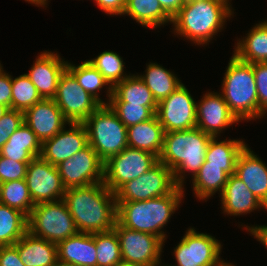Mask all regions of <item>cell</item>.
<instances>
[{"label": "cell", "instance_id": "obj_20", "mask_svg": "<svg viewBox=\"0 0 267 266\" xmlns=\"http://www.w3.org/2000/svg\"><path fill=\"white\" fill-rule=\"evenodd\" d=\"M235 175L267 208V166L248 146L238 156Z\"/></svg>", "mask_w": 267, "mask_h": 266}, {"label": "cell", "instance_id": "obj_27", "mask_svg": "<svg viewBox=\"0 0 267 266\" xmlns=\"http://www.w3.org/2000/svg\"><path fill=\"white\" fill-rule=\"evenodd\" d=\"M247 34L236 43L234 55L246 63H266L267 20L253 26Z\"/></svg>", "mask_w": 267, "mask_h": 266}, {"label": "cell", "instance_id": "obj_44", "mask_svg": "<svg viewBox=\"0 0 267 266\" xmlns=\"http://www.w3.org/2000/svg\"><path fill=\"white\" fill-rule=\"evenodd\" d=\"M97 6L107 14L122 15L126 6V0H94Z\"/></svg>", "mask_w": 267, "mask_h": 266}, {"label": "cell", "instance_id": "obj_15", "mask_svg": "<svg viewBox=\"0 0 267 266\" xmlns=\"http://www.w3.org/2000/svg\"><path fill=\"white\" fill-rule=\"evenodd\" d=\"M25 181L34 204L62 200L66 192L57 167L41 156L28 163Z\"/></svg>", "mask_w": 267, "mask_h": 266}, {"label": "cell", "instance_id": "obj_25", "mask_svg": "<svg viewBox=\"0 0 267 266\" xmlns=\"http://www.w3.org/2000/svg\"><path fill=\"white\" fill-rule=\"evenodd\" d=\"M42 143L27 124H22L0 149V155L13 161L30 162L39 157Z\"/></svg>", "mask_w": 267, "mask_h": 266}, {"label": "cell", "instance_id": "obj_29", "mask_svg": "<svg viewBox=\"0 0 267 266\" xmlns=\"http://www.w3.org/2000/svg\"><path fill=\"white\" fill-rule=\"evenodd\" d=\"M126 14L147 28L154 29L172 23V18L163 10L158 0H126L122 15Z\"/></svg>", "mask_w": 267, "mask_h": 266}, {"label": "cell", "instance_id": "obj_5", "mask_svg": "<svg viewBox=\"0 0 267 266\" xmlns=\"http://www.w3.org/2000/svg\"><path fill=\"white\" fill-rule=\"evenodd\" d=\"M221 95L239 120L258 118V97L253 64L239 60L234 54L228 62Z\"/></svg>", "mask_w": 267, "mask_h": 266}, {"label": "cell", "instance_id": "obj_43", "mask_svg": "<svg viewBox=\"0 0 267 266\" xmlns=\"http://www.w3.org/2000/svg\"><path fill=\"white\" fill-rule=\"evenodd\" d=\"M0 266H25L14 245L0 246Z\"/></svg>", "mask_w": 267, "mask_h": 266}, {"label": "cell", "instance_id": "obj_45", "mask_svg": "<svg viewBox=\"0 0 267 266\" xmlns=\"http://www.w3.org/2000/svg\"><path fill=\"white\" fill-rule=\"evenodd\" d=\"M163 10L173 18L181 7L185 4L186 0H158Z\"/></svg>", "mask_w": 267, "mask_h": 266}, {"label": "cell", "instance_id": "obj_36", "mask_svg": "<svg viewBox=\"0 0 267 266\" xmlns=\"http://www.w3.org/2000/svg\"><path fill=\"white\" fill-rule=\"evenodd\" d=\"M97 251V266H115L121 262L120 242L114 229L93 233Z\"/></svg>", "mask_w": 267, "mask_h": 266}, {"label": "cell", "instance_id": "obj_21", "mask_svg": "<svg viewBox=\"0 0 267 266\" xmlns=\"http://www.w3.org/2000/svg\"><path fill=\"white\" fill-rule=\"evenodd\" d=\"M223 212L230 216L250 213L267 208L255 197L244 182L235 174L228 176L223 193L220 195Z\"/></svg>", "mask_w": 267, "mask_h": 266}, {"label": "cell", "instance_id": "obj_50", "mask_svg": "<svg viewBox=\"0 0 267 266\" xmlns=\"http://www.w3.org/2000/svg\"><path fill=\"white\" fill-rule=\"evenodd\" d=\"M54 266H77V265L67 264V263L57 261V263Z\"/></svg>", "mask_w": 267, "mask_h": 266}, {"label": "cell", "instance_id": "obj_49", "mask_svg": "<svg viewBox=\"0 0 267 266\" xmlns=\"http://www.w3.org/2000/svg\"><path fill=\"white\" fill-rule=\"evenodd\" d=\"M115 266H138V265H134V264H131V263H127V262L121 261V262L117 263Z\"/></svg>", "mask_w": 267, "mask_h": 266}, {"label": "cell", "instance_id": "obj_28", "mask_svg": "<svg viewBox=\"0 0 267 266\" xmlns=\"http://www.w3.org/2000/svg\"><path fill=\"white\" fill-rule=\"evenodd\" d=\"M110 102L158 106L152 92L138 75H130L112 88Z\"/></svg>", "mask_w": 267, "mask_h": 266}, {"label": "cell", "instance_id": "obj_46", "mask_svg": "<svg viewBox=\"0 0 267 266\" xmlns=\"http://www.w3.org/2000/svg\"><path fill=\"white\" fill-rule=\"evenodd\" d=\"M246 230L252 234L257 241L262 243L265 247H267V226H246Z\"/></svg>", "mask_w": 267, "mask_h": 266}, {"label": "cell", "instance_id": "obj_24", "mask_svg": "<svg viewBox=\"0 0 267 266\" xmlns=\"http://www.w3.org/2000/svg\"><path fill=\"white\" fill-rule=\"evenodd\" d=\"M165 131L156 114L149 120L127 127L128 146L153 153L158 158L164 145Z\"/></svg>", "mask_w": 267, "mask_h": 266}, {"label": "cell", "instance_id": "obj_42", "mask_svg": "<svg viewBox=\"0 0 267 266\" xmlns=\"http://www.w3.org/2000/svg\"><path fill=\"white\" fill-rule=\"evenodd\" d=\"M0 104L12 109V76L4 70L0 72Z\"/></svg>", "mask_w": 267, "mask_h": 266}, {"label": "cell", "instance_id": "obj_12", "mask_svg": "<svg viewBox=\"0 0 267 266\" xmlns=\"http://www.w3.org/2000/svg\"><path fill=\"white\" fill-rule=\"evenodd\" d=\"M113 229L119 238L122 261L138 266H153L161 260L164 242L158 236L130 230L117 221Z\"/></svg>", "mask_w": 267, "mask_h": 266}, {"label": "cell", "instance_id": "obj_34", "mask_svg": "<svg viewBox=\"0 0 267 266\" xmlns=\"http://www.w3.org/2000/svg\"><path fill=\"white\" fill-rule=\"evenodd\" d=\"M0 203L18 209L27 217L35 206L25 179L0 183Z\"/></svg>", "mask_w": 267, "mask_h": 266}, {"label": "cell", "instance_id": "obj_7", "mask_svg": "<svg viewBox=\"0 0 267 266\" xmlns=\"http://www.w3.org/2000/svg\"><path fill=\"white\" fill-rule=\"evenodd\" d=\"M28 232L58 244L76 235L78 230L65 202L59 200L35 204L28 216Z\"/></svg>", "mask_w": 267, "mask_h": 266}, {"label": "cell", "instance_id": "obj_18", "mask_svg": "<svg viewBox=\"0 0 267 266\" xmlns=\"http://www.w3.org/2000/svg\"><path fill=\"white\" fill-rule=\"evenodd\" d=\"M24 123L43 143L54 137L70 122L53 99H42L24 112Z\"/></svg>", "mask_w": 267, "mask_h": 266}, {"label": "cell", "instance_id": "obj_26", "mask_svg": "<svg viewBox=\"0 0 267 266\" xmlns=\"http://www.w3.org/2000/svg\"><path fill=\"white\" fill-rule=\"evenodd\" d=\"M236 166L202 165L192 179L193 191L201 200L209 199L219 191L223 193L228 176L235 174Z\"/></svg>", "mask_w": 267, "mask_h": 266}, {"label": "cell", "instance_id": "obj_4", "mask_svg": "<svg viewBox=\"0 0 267 266\" xmlns=\"http://www.w3.org/2000/svg\"><path fill=\"white\" fill-rule=\"evenodd\" d=\"M211 138L212 136L196 127L165 132L159 161L173 171L174 180L178 186L184 188L186 172H190L191 178H193L204 164L206 150Z\"/></svg>", "mask_w": 267, "mask_h": 266}, {"label": "cell", "instance_id": "obj_10", "mask_svg": "<svg viewBox=\"0 0 267 266\" xmlns=\"http://www.w3.org/2000/svg\"><path fill=\"white\" fill-rule=\"evenodd\" d=\"M53 100L70 123H83L101 105L67 69L60 75Z\"/></svg>", "mask_w": 267, "mask_h": 266}, {"label": "cell", "instance_id": "obj_40", "mask_svg": "<svg viewBox=\"0 0 267 266\" xmlns=\"http://www.w3.org/2000/svg\"><path fill=\"white\" fill-rule=\"evenodd\" d=\"M24 124V112L10 109L0 118V149L10 136Z\"/></svg>", "mask_w": 267, "mask_h": 266}, {"label": "cell", "instance_id": "obj_2", "mask_svg": "<svg viewBox=\"0 0 267 266\" xmlns=\"http://www.w3.org/2000/svg\"><path fill=\"white\" fill-rule=\"evenodd\" d=\"M229 0H186L172 18L174 34L196 45H206L220 32L226 19L233 16Z\"/></svg>", "mask_w": 267, "mask_h": 266}, {"label": "cell", "instance_id": "obj_22", "mask_svg": "<svg viewBox=\"0 0 267 266\" xmlns=\"http://www.w3.org/2000/svg\"><path fill=\"white\" fill-rule=\"evenodd\" d=\"M58 261L77 266H97L93 234L80 233L57 244Z\"/></svg>", "mask_w": 267, "mask_h": 266}, {"label": "cell", "instance_id": "obj_13", "mask_svg": "<svg viewBox=\"0 0 267 266\" xmlns=\"http://www.w3.org/2000/svg\"><path fill=\"white\" fill-rule=\"evenodd\" d=\"M66 189L104 180V162L90 144L56 166Z\"/></svg>", "mask_w": 267, "mask_h": 266}, {"label": "cell", "instance_id": "obj_48", "mask_svg": "<svg viewBox=\"0 0 267 266\" xmlns=\"http://www.w3.org/2000/svg\"><path fill=\"white\" fill-rule=\"evenodd\" d=\"M9 110H10V108L8 106L0 104V118L4 114H6Z\"/></svg>", "mask_w": 267, "mask_h": 266}, {"label": "cell", "instance_id": "obj_3", "mask_svg": "<svg viewBox=\"0 0 267 266\" xmlns=\"http://www.w3.org/2000/svg\"><path fill=\"white\" fill-rule=\"evenodd\" d=\"M183 197V187L178 186L168 195L145 201H116V221L130 230L158 236L165 243L167 235L162 228L179 208Z\"/></svg>", "mask_w": 267, "mask_h": 266}, {"label": "cell", "instance_id": "obj_39", "mask_svg": "<svg viewBox=\"0 0 267 266\" xmlns=\"http://www.w3.org/2000/svg\"><path fill=\"white\" fill-rule=\"evenodd\" d=\"M253 73L257 87L259 119L267 113V62L254 63Z\"/></svg>", "mask_w": 267, "mask_h": 266}, {"label": "cell", "instance_id": "obj_51", "mask_svg": "<svg viewBox=\"0 0 267 266\" xmlns=\"http://www.w3.org/2000/svg\"><path fill=\"white\" fill-rule=\"evenodd\" d=\"M219 266H235L232 263H226V262H222Z\"/></svg>", "mask_w": 267, "mask_h": 266}, {"label": "cell", "instance_id": "obj_32", "mask_svg": "<svg viewBox=\"0 0 267 266\" xmlns=\"http://www.w3.org/2000/svg\"><path fill=\"white\" fill-rule=\"evenodd\" d=\"M247 146L241 139H225L218 142L217 137L209 141L203 165L236 166L239 154Z\"/></svg>", "mask_w": 267, "mask_h": 266}, {"label": "cell", "instance_id": "obj_8", "mask_svg": "<svg viewBox=\"0 0 267 266\" xmlns=\"http://www.w3.org/2000/svg\"><path fill=\"white\" fill-rule=\"evenodd\" d=\"M158 161L159 158L151 152L127 146L104 162L103 183L115 193L126 182L146 173Z\"/></svg>", "mask_w": 267, "mask_h": 266}, {"label": "cell", "instance_id": "obj_9", "mask_svg": "<svg viewBox=\"0 0 267 266\" xmlns=\"http://www.w3.org/2000/svg\"><path fill=\"white\" fill-rule=\"evenodd\" d=\"M177 187L173 171L158 161L146 173L122 185L115 197L116 201H145L168 195Z\"/></svg>", "mask_w": 267, "mask_h": 266}, {"label": "cell", "instance_id": "obj_47", "mask_svg": "<svg viewBox=\"0 0 267 266\" xmlns=\"http://www.w3.org/2000/svg\"><path fill=\"white\" fill-rule=\"evenodd\" d=\"M48 0H29V3L35 4L36 6H46Z\"/></svg>", "mask_w": 267, "mask_h": 266}, {"label": "cell", "instance_id": "obj_23", "mask_svg": "<svg viewBox=\"0 0 267 266\" xmlns=\"http://www.w3.org/2000/svg\"><path fill=\"white\" fill-rule=\"evenodd\" d=\"M14 246L25 266H54L58 261L57 244L26 232Z\"/></svg>", "mask_w": 267, "mask_h": 266}, {"label": "cell", "instance_id": "obj_16", "mask_svg": "<svg viewBox=\"0 0 267 266\" xmlns=\"http://www.w3.org/2000/svg\"><path fill=\"white\" fill-rule=\"evenodd\" d=\"M238 122L220 93L206 92L196 103V128L212 137H218L224 129Z\"/></svg>", "mask_w": 267, "mask_h": 266}, {"label": "cell", "instance_id": "obj_38", "mask_svg": "<svg viewBox=\"0 0 267 266\" xmlns=\"http://www.w3.org/2000/svg\"><path fill=\"white\" fill-rule=\"evenodd\" d=\"M108 105L126 127L151 119L157 111V106H141L125 102H109Z\"/></svg>", "mask_w": 267, "mask_h": 266}, {"label": "cell", "instance_id": "obj_35", "mask_svg": "<svg viewBox=\"0 0 267 266\" xmlns=\"http://www.w3.org/2000/svg\"><path fill=\"white\" fill-rule=\"evenodd\" d=\"M87 61L100 72L112 88L129 76L123 73L125 63L122 57L113 51H104Z\"/></svg>", "mask_w": 267, "mask_h": 266}, {"label": "cell", "instance_id": "obj_37", "mask_svg": "<svg viewBox=\"0 0 267 266\" xmlns=\"http://www.w3.org/2000/svg\"><path fill=\"white\" fill-rule=\"evenodd\" d=\"M42 100L37 88L26 74L12 77V109L25 112L35 103Z\"/></svg>", "mask_w": 267, "mask_h": 266}, {"label": "cell", "instance_id": "obj_33", "mask_svg": "<svg viewBox=\"0 0 267 266\" xmlns=\"http://www.w3.org/2000/svg\"><path fill=\"white\" fill-rule=\"evenodd\" d=\"M66 69L75 77L78 84L89 94H91L101 105H108L112 95V87L105 80V78L100 74V72L95 69L88 61H83L82 64L75 66L72 63L67 62ZM107 97L109 101L105 103L99 97V92L103 86L106 87ZM109 93V94H108Z\"/></svg>", "mask_w": 267, "mask_h": 266}, {"label": "cell", "instance_id": "obj_30", "mask_svg": "<svg viewBox=\"0 0 267 266\" xmlns=\"http://www.w3.org/2000/svg\"><path fill=\"white\" fill-rule=\"evenodd\" d=\"M145 75H138L152 92L157 102L171 95L181 84L180 79L157 63H149Z\"/></svg>", "mask_w": 267, "mask_h": 266}, {"label": "cell", "instance_id": "obj_53", "mask_svg": "<svg viewBox=\"0 0 267 266\" xmlns=\"http://www.w3.org/2000/svg\"><path fill=\"white\" fill-rule=\"evenodd\" d=\"M3 66L1 65V63H0V72L3 70V68H2Z\"/></svg>", "mask_w": 267, "mask_h": 266}, {"label": "cell", "instance_id": "obj_11", "mask_svg": "<svg viewBox=\"0 0 267 266\" xmlns=\"http://www.w3.org/2000/svg\"><path fill=\"white\" fill-rule=\"evenodd\" d=\"M222 245L215 237L189 228L174 248L175 266H219Z\"/></svg>", "mask_w": 267, "mask_h": 266}, {"label": "cell", "instance_id": "obj_1", "mask_svg": "<svg viewBox=\"0 0 267 266\" xmlns=\"http://www.w3.org/2000/svg\"><path fill=\"white\" fill-rule=\"evenodd\" d=\"M80 233L106 232L117 219L115 193L103 182L66 189L62 199Z\"/></svg>", "mask_w": 267, "mask_h": 266}, {"label": "cell", "instance_id": "obj_41", "mask_svg": "<svg viewBox=\"0 0 267 266\" xmlns=\"http://www.w3.org/2000/svg\"><path fill=\"white\" fill-rule=\"evenodd\" d=\"M28 163L13 161L0 155V183L25 179Z\"/></svg>", "mask_w": 267, "mask_h": 266}, {"label": "cell", "instance_id": "obj_31", "mask_svg": "<svg viewBox=\"0 0 267 266\" xmlns=\"http://www.w3.org/2000/svg\"><path fill=\"white\" fill-rule=\"evenodd\" d=\"M28 231V217L0 203V246L14 245Z\"/></svg>", "mask_w": 267, "mask_h": 266}, {"label": "cell", "instance_id": "obj_14", "mask_svg": "<svg viewBox=\"0 0 267 266\" xmlns=\"http://www.w3.org/2000/svg\"><path fill=\"white\" fill-rule=\"evenodd\" d=\"M196 103L184 84L158 102L156 116L165 132L196 127Z\"/></svg>", "mask_w": 267, "mask_h": 266}, {"label": "cell", "instance_id": "obj_52", "mask_svg": "<svg viewBox=\"0 0 267 266\" xmlns=\"http://www.w3.org/2000/svg\"><path fill=\"white\" fill-rule=\"evenodd\" d=\"M161 260H159L158 262H156L153 266H160L159 264L161 263L160 262ZM161 266H163V265H161ZM164 266H172V265H164ZM174 266V265H173Z\"/></svg>", "mask_w": 267, "mask_h": 266}, {"label": "cell", "instance_id": "obj_17", "mask_svg": "<svg viewBox=\"0 0 267 266\" xmlns=\"http://www.w3.org/2000/svg\"><path fill=\"white\" fill-rule=\"evenodd\" d=\"M71 125V126H70ZM54 137L42 143L41 157L57 166L88 145V133L84 123H69Z\"/></svg>", "mask_w": 267, "mask_h": 266}, {"label": "cell", "instance_id": "obj_6", "mask_svg": "<svg viewBox=\"0 0 267 266\" xmlns=\"http://www.w3.org/2000/svg\"><path fill=\"white\" fill-rule=\"evenodd\" d=\"M83 123L88 144L103 162L128 146L127 127L109 105H100Z\"/></svg>", "mask_w": 267, "mask_h": 266}, {"label": "cell", "instance_id": "obj_19", "mask_svg": "<svg viewBox=\"0 0 267 266\" xmlns=\"http://www.w3.org/2000/svg\"><path fill=\"white\" fill-rule=\"evenodd\" d=\"M37 57L26 75L37 88L42 99H53L60 75L67 67V61L51 51L41 52Z\"/></svg>", "mask_w": 267, "mask_h": 266}]
</instances>
